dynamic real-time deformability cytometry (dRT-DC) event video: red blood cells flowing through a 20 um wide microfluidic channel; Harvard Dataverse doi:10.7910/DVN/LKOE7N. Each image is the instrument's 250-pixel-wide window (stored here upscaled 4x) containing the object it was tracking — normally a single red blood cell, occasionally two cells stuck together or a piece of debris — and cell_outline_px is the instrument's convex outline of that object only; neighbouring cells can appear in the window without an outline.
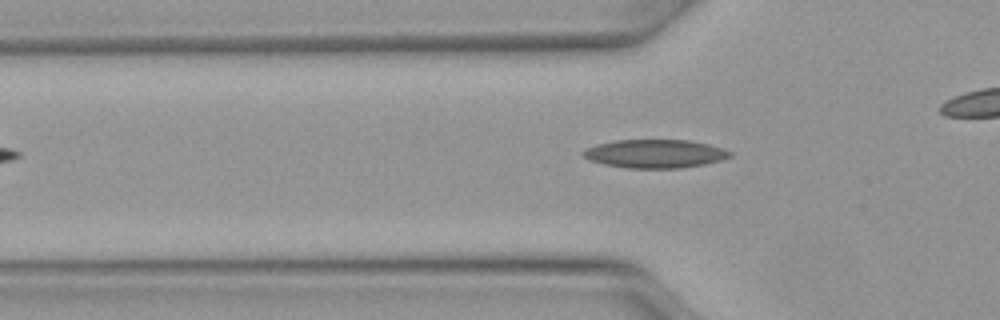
{"species": "Egyptian fruit bat (a non-hibernating species)", "species_latin": "Rousettus aegyptiacus", "temperature_condition": "warm", "stored_images_in_passage": 35, "camera_frame_rate_fps": 3000, "um_per_image_px": 0.085, "animal": {"sex": "female"}, "frame": {"image": 1, "passage_image": 11, "time_ms": 3.333, "image_size_px": [1000, 320], "cell_outline_px": [[732, 156], [720, 160], [704, 164], [680, 168], [628, 168], [604, 164], [592, 160], [584, 156], [580, 152], [584, 148], [596, 144], [616, 140], [688, 140], [708, 144], [724, 148], [732, 152]], "centroid_in_image_um": [55.67, 13.06], "position_along_channel_um": 70.1, "area_um2": 24.33}}